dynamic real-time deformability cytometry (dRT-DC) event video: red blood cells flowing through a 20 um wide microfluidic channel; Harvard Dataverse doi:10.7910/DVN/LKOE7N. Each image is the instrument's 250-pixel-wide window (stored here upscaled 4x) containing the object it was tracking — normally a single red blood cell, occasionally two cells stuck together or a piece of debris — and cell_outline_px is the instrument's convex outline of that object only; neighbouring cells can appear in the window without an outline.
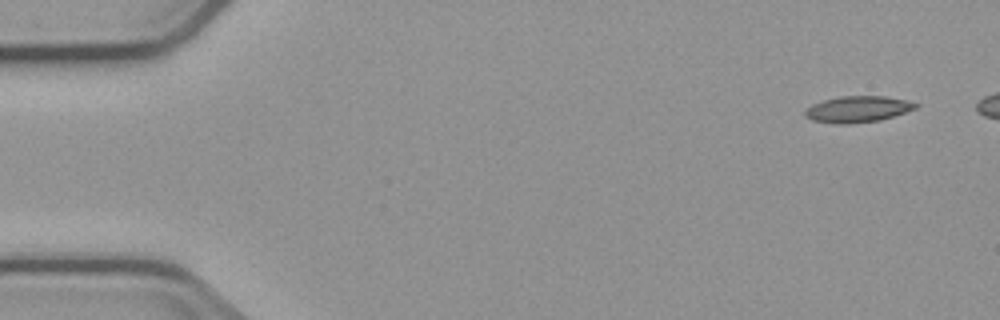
{"species": "common noctule bat (a hibernating species)", "species_latin": "Nyctalus noctula", "temperature_condition": "cold", "stored_images_in_passage": 5, "camera_frame_rate_fps": 3000, "um_per_image_px": 0.085, "animal": {"sex": "male", "body_mass_g": 23.1, "forearm_length_mm": 52.7}, "frame": {"image": 1, "passage_image": 1, "time_ms": 0.0, "image_size_px": [1000, 320], "cell_outline_px": [[920, 104], [916, 108], [880, 120], [848, 124], [836, 124], [812, 120], [804, 116], [804, 112], [812, 104], [824, 100], [840, 96], [884, 96], [908, 100]], "centroid_in_image_um": [72.9, 9.28], "position_along_channel_um": 12.1, "area_um2": 16.88}}